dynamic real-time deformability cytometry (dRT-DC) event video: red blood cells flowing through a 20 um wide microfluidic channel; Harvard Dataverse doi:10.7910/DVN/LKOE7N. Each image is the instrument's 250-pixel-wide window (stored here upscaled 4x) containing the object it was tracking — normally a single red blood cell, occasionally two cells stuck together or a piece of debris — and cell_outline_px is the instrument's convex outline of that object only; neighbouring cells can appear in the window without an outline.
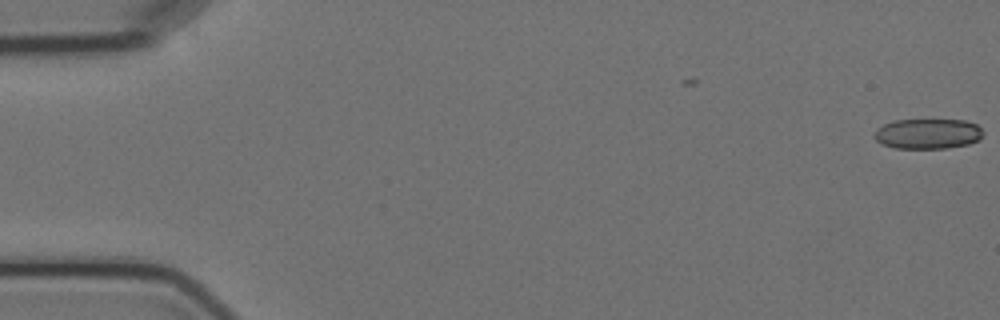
{"species": "Egyptian fruit bat (a non-hibernating species)", "species_latin": "Rousettus aegyptiacus", "temperature_condition": "cold", "stored_images_in_passage": 6, "camera_frame_rate_fps": 3000, "um_per_image_px": 0.085, "animal": {"sex": "female"}, "frame": {"image": 1, "passage_image": 1, "time_ms": 0.0, "image_size_px": [1000, 320], "cell_outline_px": [[984, 136], [980, 140], [968, 144], [948, 148], [896, 148], [884, 144], [876, 140], [872, 136], [876, 128], [884, 124], [896, 120], [964, 120], [976, 124], [984, 132]], "centroid_in_image_um": [78.88, 11.37], "position_along_channel_um": 6.1, "area_um2": 19.25}}
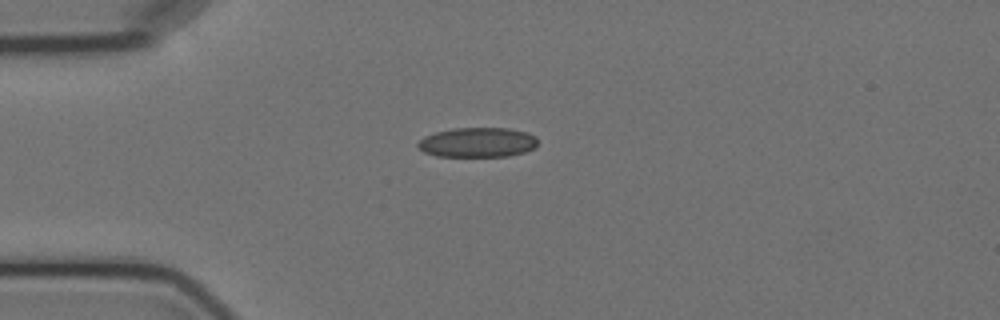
{"frame": {"image": 2, "passage_image": 5, "time_ms": 4.667, "image_size_px": [1000, 320], "cell_outline_px": [[536, 148], [524, 152], [508, 156], [436, 156], [424, 152], [416, 144], [424, 136], [436, 132], [452, 128], [508, 128], [528, 132], [536, 136]], "centroid_in_image_um": [40.6, 12.1], "position_along_channel_um": 44.4, "area_um2": 20.81}}